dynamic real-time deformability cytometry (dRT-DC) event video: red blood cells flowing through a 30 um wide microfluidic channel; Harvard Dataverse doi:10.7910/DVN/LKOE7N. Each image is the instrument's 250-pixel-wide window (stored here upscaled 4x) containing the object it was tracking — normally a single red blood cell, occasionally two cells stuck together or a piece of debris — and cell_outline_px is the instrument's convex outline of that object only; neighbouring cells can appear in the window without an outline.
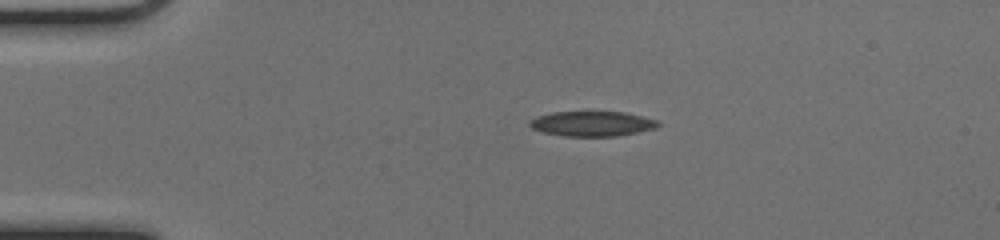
{"species": "common noctule bat (a hibernating species)", "species_latin": "Nyctalus noctula", "temperature_condition": "cold", "stored_images_in_passage": 42, "camera_frame_rate_fps": 3000, "um_per_image_px": 0.085, "animal": {"sex": "female", "body_mass_g": 17.0, "forearm_length_mm": 48.0}, "frame": {"image": 1, "passage_image": 1, "time_ms": 0.0, "image_size_px": [1000, 240], "cell_outline_px": [[660, 124], [656, 128], [620, 136], [564, 136], [544, 132], [532, 128], [528, 124], [536, 116], [552, 112], [624, 112], [660, 120]], "centroid_in_image_um": [50.38, 10.51], "position_along_channel_um": 34.6, "area_um2": 18.73}}
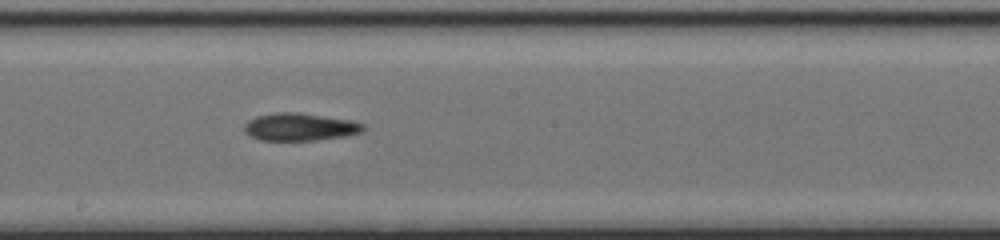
{"frame": {"image": 2, "passage_image": 19, "time_ms": 6.0, "image_size_px": [1000, 240], "cell_outline_px": [[364, 128], [360, 132], [344, 136], [316, 140], [260, 140], [244, 132], [244, 124], [248, 120], [256, 116], [280, 112], [296, 112], [348, 120], [364, 124]], "centroid_in_image_um": [25.43, 10.79], "position_along_channel_um": 222.8, "area_um2": 18.79}}
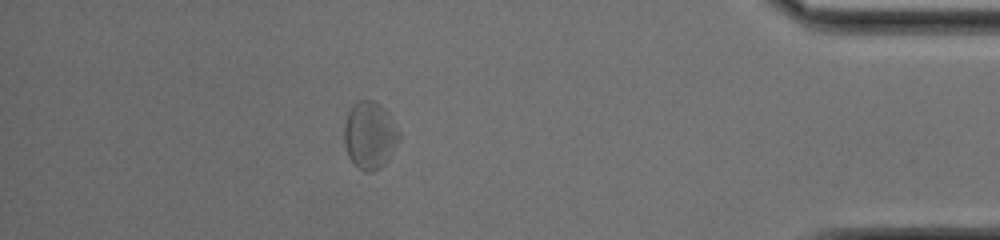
{"frame": {"image": 3, "passage_image": 36, "time_ms": 11.667, "image_size_px": [1000, 240], "cell_outline_px": [[400, 140], [388, 160], [380, 168], [372, 172], [364, 172], [348, 156], [344, 144], [344, 120], [352, 104], [356, 100], [376, 100], [388, 112], [400, 132]], "centroid_in_image_um": [31.43, 11.47], "position_along_channel_um": 403.8, "area_um2": 21.91}}